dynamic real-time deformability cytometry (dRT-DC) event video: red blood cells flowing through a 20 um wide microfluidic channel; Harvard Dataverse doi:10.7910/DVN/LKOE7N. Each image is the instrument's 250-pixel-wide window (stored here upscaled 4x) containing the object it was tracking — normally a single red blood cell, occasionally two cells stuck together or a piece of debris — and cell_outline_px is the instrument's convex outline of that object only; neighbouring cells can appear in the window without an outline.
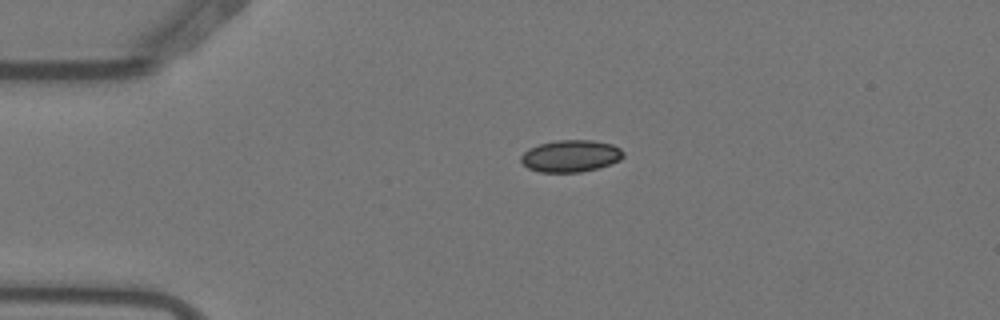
{"species": "Egyptian fruit bat (a non-hibernating species)", "species_latin": "Rousettus aegyptiacus", "temperature_condition": "warm", "stored_images_in_passage": 2, "camera_frame_rate_fps": 3000, "um_per_image_px": 0.085, "animal": {"sex": "female"}, "frame": {"image": 1, "passage_image": 1, "time_ms": 0.0, "image_size_px": [1000, 320], "cell_outline_px": [[624, 156], [620, 160], [600, 168], [580, 172], [540, 172], [528, 168], [520, 160], [520, 156], [528, 148], [540, 144], [556, 140], [592, 140], [612, 144], [620, 148], [624, 152]], "centroid_in_image_um": [48.52, 13.26], "position_along_channel_um": 36.5, "area_um2": 19.19}}